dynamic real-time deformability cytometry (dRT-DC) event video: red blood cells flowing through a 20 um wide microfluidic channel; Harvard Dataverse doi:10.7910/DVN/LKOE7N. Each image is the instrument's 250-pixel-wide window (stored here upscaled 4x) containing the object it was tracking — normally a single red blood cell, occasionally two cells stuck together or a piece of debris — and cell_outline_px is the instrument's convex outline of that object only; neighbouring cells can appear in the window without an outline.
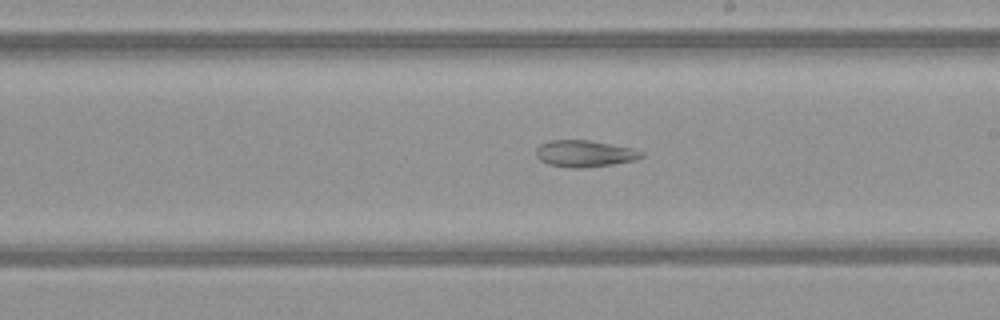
{"species": "common noctule bat (a hibernating species)", "species_latin": "Nyctalus noctula", "temperature_condition": "warm", "stored_images_in_passage": 52, "segment_of_instrument_passage": [2, 2], "camera_frame_rate_fps": 3000, "um_per_image_px": 0.085, "animal": {"sex": "female", "body_mass_g": 21.9}, "frame": {"image": 1, "passage_image": 31, "time_ms": 10.0, "image_size_px": [1000, 320], "cell_outline_px": [[644, 156], [636, 160], [612, 164], [584, 168], [572, 168], [548, 164], [540, 160], [536, 156], [536, 148], [540, 144], [548, 140], [588, 140], [632, 148], [644, 152]], "centroid_in_image_um": [49.68, 13.05], "position_along_channel_um": 239.3, "area_um2": 16.42}}
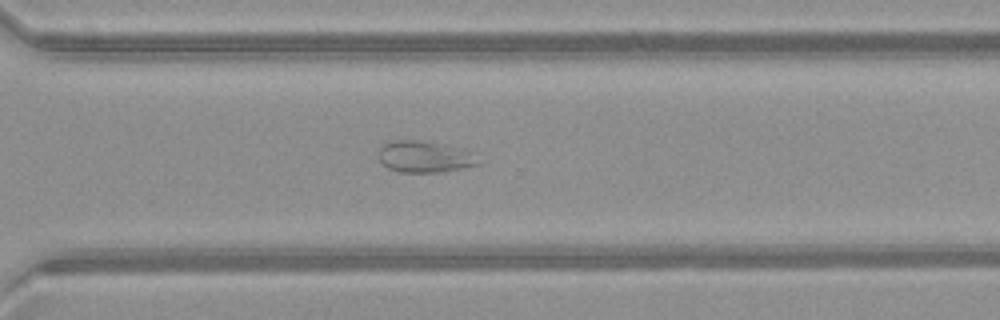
{"frame": {"image": 2, "passage_image": 38, "time_ms": 12.333, "image_size_px": [1000, 320], "cell_outline_px": [[484, 160], [480, 164], [440, 172], [400, 172], [388, 168], [380, 160], [380, 148], [384, 144], [396, 140], [416, 140], [444, 144], [464, 148]], "centroid_in_image_um": [36.17, 13.32], "position_along_channel_um": 334.4, "area_um2": 18.32}}
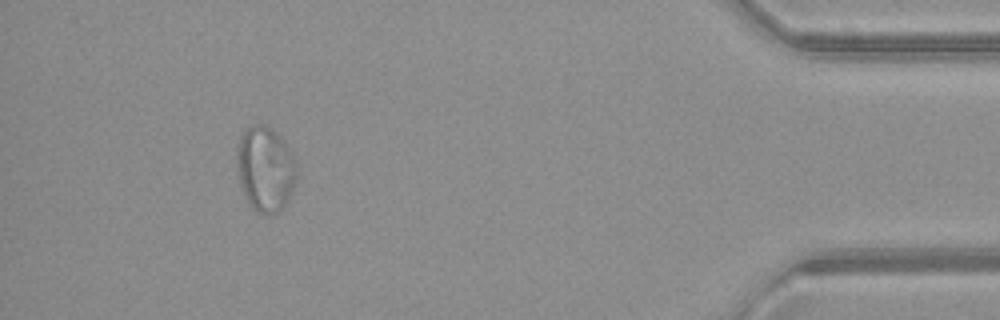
{"frame": {"image": 3, "passage_image": 48, "time_ms": 15.667, "image_size_px": [1000, 320], "cell_outline_px": [[296, 180], [292, 192], [288, 200], [276, 212], [256, 212], [252, 208], [244, 196], [240, 188], [236, 168], [236, 156], [240, 136], [252, 124], [260, 124], [272, 128], [284, 140], [296, 156]], "centroid_in_image_um": [22.55, 14.33], "position_along_channel_um": 412.7, "area_um2": 29.94}}